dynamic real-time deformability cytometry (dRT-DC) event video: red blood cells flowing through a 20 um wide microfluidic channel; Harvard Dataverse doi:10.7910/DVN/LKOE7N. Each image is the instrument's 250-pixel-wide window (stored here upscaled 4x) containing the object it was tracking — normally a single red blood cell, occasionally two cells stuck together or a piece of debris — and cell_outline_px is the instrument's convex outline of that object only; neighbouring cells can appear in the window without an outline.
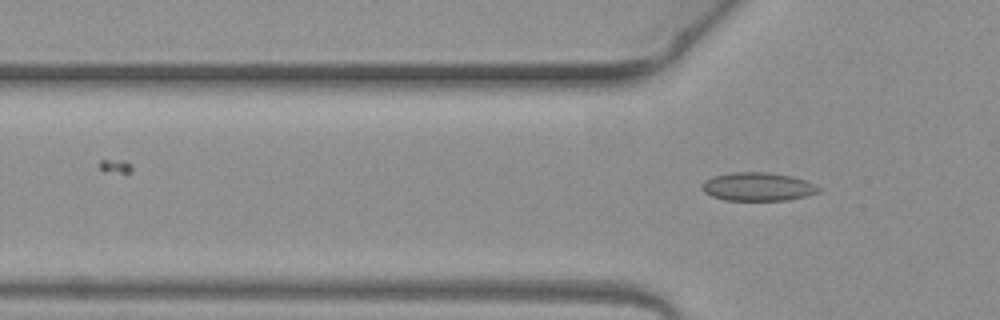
{"species": "common noctule bat (a hibernating species)", "species_latin": "Nyctalus noctula", "temperature_condition": "warm", "stored_images_in_passage": 3, "camera_frame_rate_fps": 3000, "um_per_image_px": 0.085, "animal": {"sex": "female", "body_mass_g": 19.3, "forearm_length_mm": 54.1}, "frame": {"image": 1, "passage_image": 3, "time_ms": 0.667, "image_size_px": [1000, 320], "cell_outline_px": [[820, 188], [816, 192], [808, 196], [788, 200], [724, 200], [712, 196], [704, 192], [700, 188], [700, 184], [704, 180], [712, 176], [732, 172], [768, 172], [792, 176], [804, 180]], "centroid_in_image_um": [64.34, 15.86], "position_along_channel_um": 61.5, "area_um2": 19.36}}